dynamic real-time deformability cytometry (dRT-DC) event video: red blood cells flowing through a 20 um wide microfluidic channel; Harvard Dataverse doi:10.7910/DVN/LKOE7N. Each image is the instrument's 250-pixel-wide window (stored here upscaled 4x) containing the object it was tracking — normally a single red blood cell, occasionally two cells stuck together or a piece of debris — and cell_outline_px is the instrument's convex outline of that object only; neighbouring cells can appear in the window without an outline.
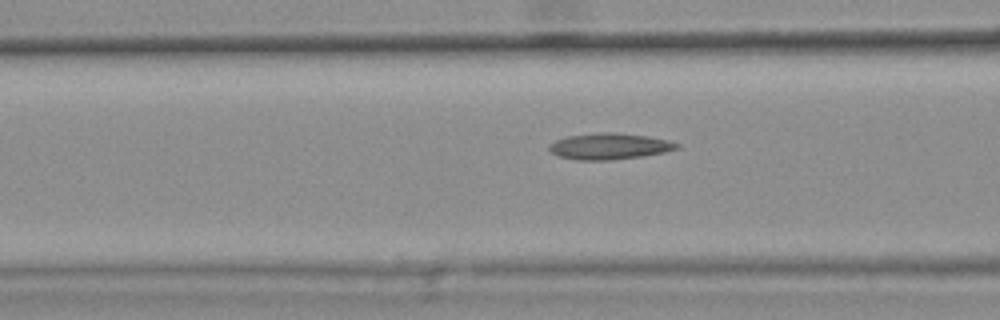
{"species": "common noctule bat (a hibernating species)", "species_latin": "Nyctalus noctula", "temperature_condition": "warm", "stored_images_in_passage": 48, "camera_frame_rate_fps": 3000, "um_per_image_px": 0.085, "animal": {"sex": "female", "body_mass_g": 25.1}, "frame": {"image": 1, "passage_image": 21, "time_ms": 6.667, "image_size_px": [1000, 320], "cell_outline_px": [[680, 148], [664, 152], [640, 156], [612, 160], [576, 160], [560, 156], [552, 152], [548, 148], [548, 144], [564, 136], [600, 132], [616, 132], [648, 136], [668, 140], [680, 144]], "centroid_in_image_um": [51.79, 12.42], "position_along_channel_um": 114.8, "area_um2": 19.59}, "authors_computed_cell_mechanics": {"area_um2": 18.5538, "velocity_mm_per_s": 3.7511, "shape_relaxation_time_tau1_ms": null, "shape_relaxation_time_tau2_ms": 4.4104, "deformation_change_tau1": null, "deformation_change_tau2": 0.1326}}